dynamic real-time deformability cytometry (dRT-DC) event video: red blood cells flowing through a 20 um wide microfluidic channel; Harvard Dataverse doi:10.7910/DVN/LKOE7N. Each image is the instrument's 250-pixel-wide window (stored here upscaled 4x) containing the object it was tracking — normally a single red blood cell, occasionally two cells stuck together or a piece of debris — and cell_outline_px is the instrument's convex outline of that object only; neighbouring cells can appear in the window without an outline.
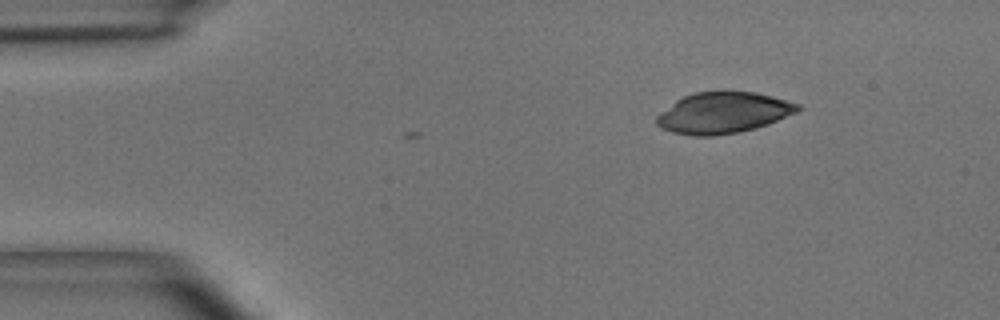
{"species": "common noctule bat (a hibernating species)", "species_latin": "Nyctalus noctula", "temperature_condition": "room temperature", "stored_images_in_passage": 2, "camera_frame_rate_fps": 3000, "um_per_image_px": 0.085, "animal": {"sex": "male", "body_mass_g": 15.6}, "frame": {"image": 1, "passage_image": 2, "time_ms": 0.333, "image_size_px": [1000, 320], "cell_outline_px": [[804, 108], [796, 112], [768, 124], [756, 128], [736, 132], [712, 136], [692, 136], [672, 132], [660, 128], [656, 124], [656, 116], [660, 112], [676, 100], [692, 92], [756, 92], [772, 96], [800, 104]], "centroid_in_image_um": [61.46, 9.59], "position_along_channel_um": 23.5, "area_um2": 33.76}}